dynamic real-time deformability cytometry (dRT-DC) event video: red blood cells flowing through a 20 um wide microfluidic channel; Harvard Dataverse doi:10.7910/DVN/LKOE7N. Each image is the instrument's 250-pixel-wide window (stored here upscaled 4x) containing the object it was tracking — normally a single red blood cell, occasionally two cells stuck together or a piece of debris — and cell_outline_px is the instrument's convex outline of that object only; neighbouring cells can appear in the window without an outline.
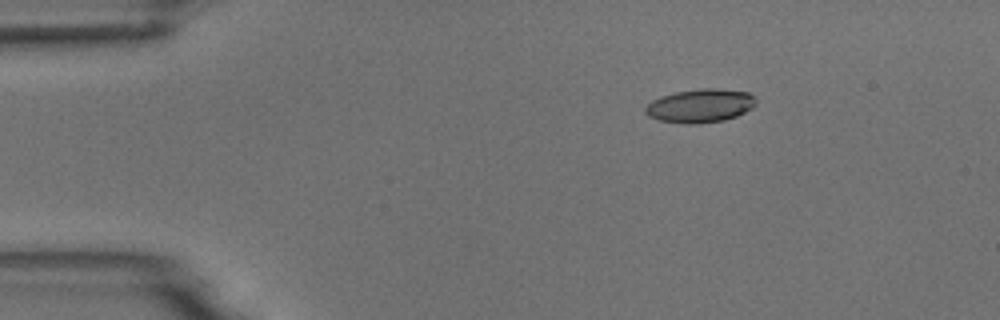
{"species": "common noctule bat (a hibernating species)", "species_latin": "Nyctalus noctula", "temperature_condition": "room temperature", "stored_images_in_passage": 5, "camera_frame_rate_fps": 3000, "um_per_image_px": 0.085, "animal": {"sex": "male", "body_mass_g": 18.8}, "frame": {"image": 1, "passage_image": 3, "time_ms": 2.0, "image_size_px": [1000, 320], "cell_outline_px": [[756, 104], [752, 108], [736, 116], [724, 120], [696, 124], [688, 124], [660, 120], [648, 116], [644, 112], [644, 108], [652, 100], [676, 92], [700, 88], [716, 88], [748, 92], [756, 100]], "centroid_in_image_um": [59.52, 8.99], "position_along_channel_um": 25.5, "area_um2": 21.5}}